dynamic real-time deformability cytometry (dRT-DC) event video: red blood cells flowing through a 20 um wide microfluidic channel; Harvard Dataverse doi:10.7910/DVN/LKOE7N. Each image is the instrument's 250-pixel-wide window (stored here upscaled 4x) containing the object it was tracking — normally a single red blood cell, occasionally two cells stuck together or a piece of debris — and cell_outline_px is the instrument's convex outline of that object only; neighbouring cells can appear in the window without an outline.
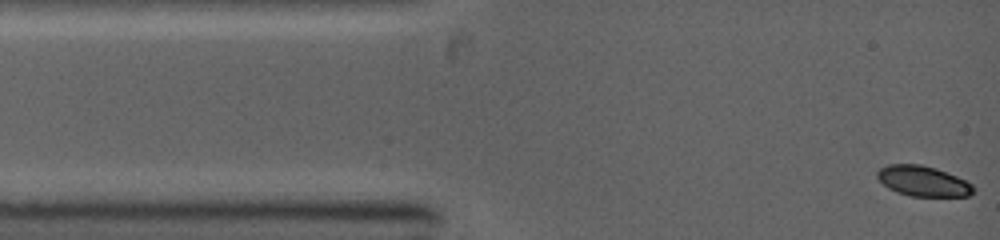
{"species": "common noctule bat (a hibernating species)", "species_latin": "Nyctalus noctula", "temperature_condition": "warm", "stored_images_in_passage": 40, "camera_frame_rate_fps": 5000, "um_per_image_px": 0.085, "animal": {"sex": "female", "body_mass_g": 19.0, "forearm_length_mm": 53.3}, "frame": {"image": 1, "passage_image": 1, "time_ms": 0.0, "image_size_px": [1000, 240], "cell_outline_px": [[976, 188], [968, 196], [912, 196], [896, 192], [888, 188], [876, 176], [876, 172], [880, 168], [888, 164], [920, 164], [936, 168], [956, 176], [972, 184]], "centroid_in_image_um": [78.44, 15.39], "position_along_channel_um": 6.6, "area_um2": 16.94}}
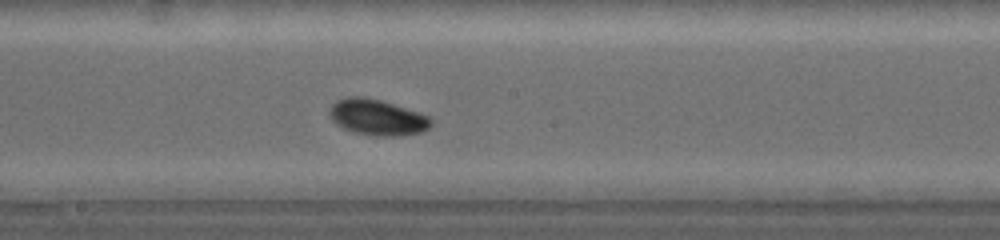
{"frame": {"image": 2, "passage_image": 21, "time_ms": 6.0, "image_size_px": [1000, 240], "cell_outline_px": [[432, 124], [428, 128], [420, 132], [400, 136], [376, 136], [352, 132], [336, 124], [332, 120], [328, 112], [332, 104], [336, 100], [348, 96], [364, 96], [380, 100], [428, 116], [432, 120]], "centroid_in_image_um": [32.02, 9.97], "position_along_channel_um": 216.2, "area_um2": 21.15}}
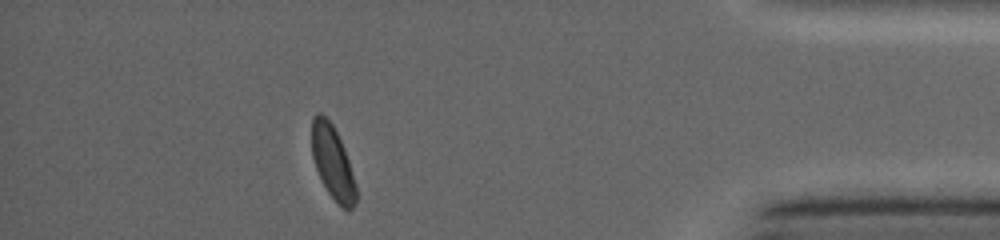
{"frame": {"image": 3, "passage_image": 38, "time_ms": 11.2, "image_size_px": [1000, 240], "cell_outline_px": [[356, 204], [348, 212], [328, 192], [316, 168], [312, 156], [312, 116], [316, 112], [320, 112], [332, 124], [344, 148], [348, 160], [356, 188]], "centroid_in_image_um": [28.26, 13.78], "position_along_channel_um": 406.9, "area_um2": 18.44}}